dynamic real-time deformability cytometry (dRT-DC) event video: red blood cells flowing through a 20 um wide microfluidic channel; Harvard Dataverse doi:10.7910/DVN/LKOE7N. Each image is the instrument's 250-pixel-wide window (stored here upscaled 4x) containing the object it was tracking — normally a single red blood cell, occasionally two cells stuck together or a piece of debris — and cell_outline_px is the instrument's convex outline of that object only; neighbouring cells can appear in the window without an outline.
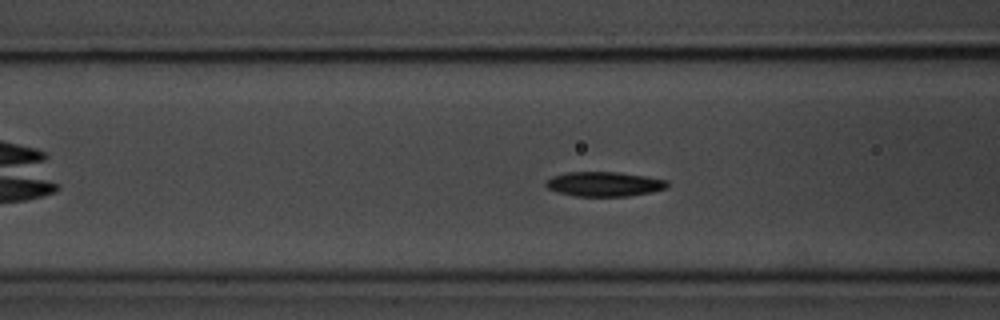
{"species": "common noctule bat (a hibernating species)", "species_latin": "Nyctalus noctula", "temperature_condition": "room temperature", "stored_images_in_passage": 43, "camera_frame_rate_fps": 3000, "um_per_image_px": 0.085, "animal": {"sex": "male", "body_mass_g": 20.1, "forearm_length_mm": 53.5}, "frame": {"image": 1, "passage_image": 14, "time_ms": 4.333, "image_size_px": [1000, 320], "cell_outline_px": [[668, 188], [652, 192], [628, 196], [576, 196], [560, 192], [548, 188], [544, 184], [552, 176], [564, 172], [620, 172], [668, 180]], "centroid_in_image_um": [51.39, 15.64], "position_along_channel_um": 115.2, "area_um2": 17.4}}
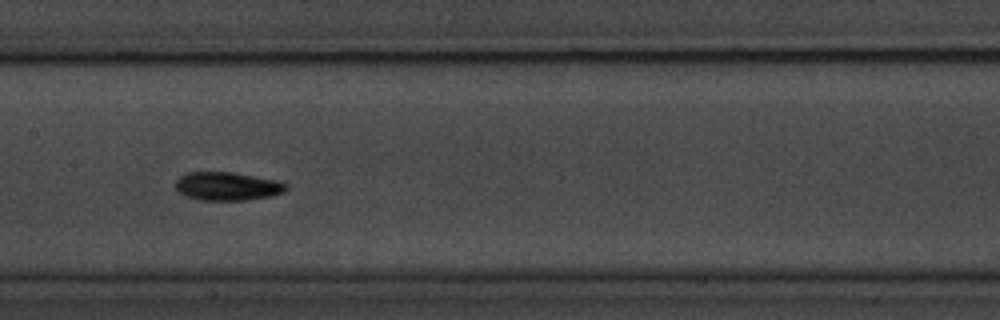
{"frame": {"image": 2, "passage_image": 20, "time_ms": 6.333, "image_size_px": [1000, 320], "cell_outline_px": [[288, 188], [284, 192], [268, 196], [244, 200], [200, 200], [184, 196], [176, 188], [176, 180], [184, 172], [232, 172], [280, 180], [288, 184]], "centroid_in_image_um": [19.33, 15.82], "position_along_channel_um": 188.1, "area_um2": 18.44}}
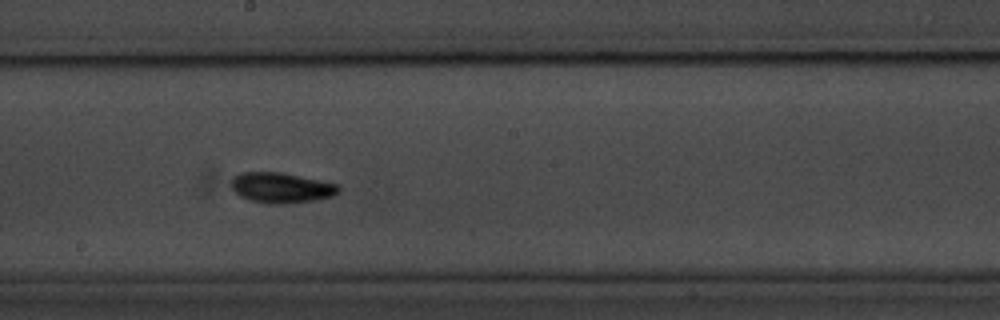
{"frame": {"image": 3, "passage_image": 23, "time_ms": 7.333, "image_size_px": [1000, 320], "cell_outline_px": [[340, 192], [332, 196], [316, 200], [288, 204], [268, 204], [248, 200], [240, 196], [232, 188], [232, 176], [240, 172], [280, 172], [340, 184]], "centroid_in_image_um": [23.92, 15.96], "position_along_channel_um": 224.3, "area_um2": 19.25}, "authors_computed_cell_mechanics": {"area_um2": 17.1666, "velocity_mm_per_s": 3.6285, "shape_relaxation_time_tau1_ms": 3.0857, "shape_relaxation_time_tau2_ms": 2.9607, "deformation_change_tau1": 0.1345, "deformation_change_tau2": 0.0783}}